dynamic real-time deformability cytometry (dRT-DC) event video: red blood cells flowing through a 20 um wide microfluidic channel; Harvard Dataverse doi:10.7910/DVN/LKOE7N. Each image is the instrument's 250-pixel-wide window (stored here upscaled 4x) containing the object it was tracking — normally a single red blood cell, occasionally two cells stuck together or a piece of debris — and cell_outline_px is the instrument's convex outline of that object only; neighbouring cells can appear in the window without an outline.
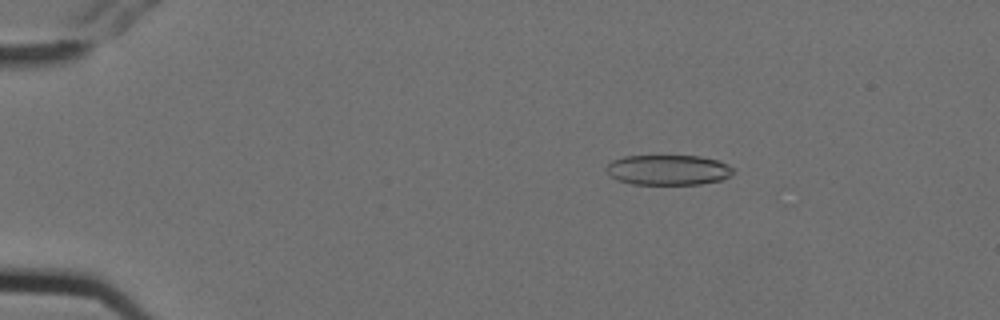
{"species": "Egyptian fruit bat (a non-hibernating species)", "species_latin": "Rousettus aegyptiacus", "temperature_condition": "cold", "stored_images_in_passage": 6, "camera_frame_rate_fps": 3000, "um_per_image_px": 0.085, "animal": {"sex": "female"}, "frame": {"image": 1, "passage_image": 2, "time_ms": 0.333, "image_size_px": [1000, 320], "cell_outline_px": [[736, 168], [732, 176], [720, 180], [700, 184], [632, 184], [616, 180], [604, 168], [612, 160], [624, 156], [700, 156], [716, 160], [728, 164]], "centroid_in_image_um": [56.82, 14.44], "position_along_channel_um": 28.2, "area_um2": 22.48}}
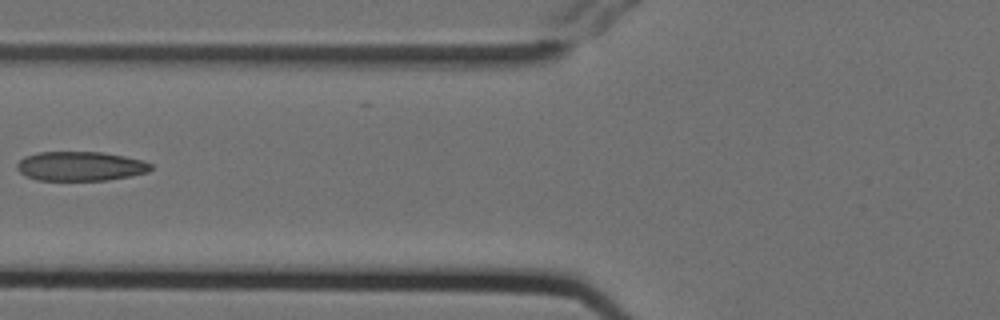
{"frame": {"image": 2, "passage_image": 6, "time_ms": 1.667, "image_size_px": [1000, 320], "cell_outline_px": [[152, 168], [148, 172], [108, 180], [36, 180], [24, 176], [16, 168], [16, 164], [24, 156], [36, 152], [104, 152], [144, 160], [152, 164]], "centroid_in_image_um": [6.81, 14.12], "position_along_channel_um": 119.0, "area_um2": 23.06}}